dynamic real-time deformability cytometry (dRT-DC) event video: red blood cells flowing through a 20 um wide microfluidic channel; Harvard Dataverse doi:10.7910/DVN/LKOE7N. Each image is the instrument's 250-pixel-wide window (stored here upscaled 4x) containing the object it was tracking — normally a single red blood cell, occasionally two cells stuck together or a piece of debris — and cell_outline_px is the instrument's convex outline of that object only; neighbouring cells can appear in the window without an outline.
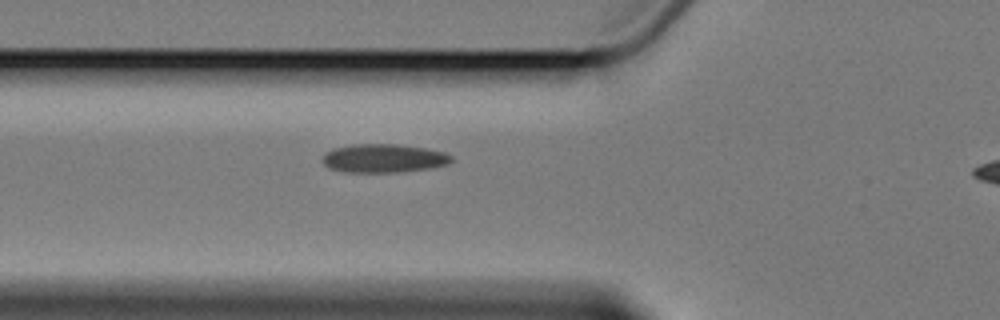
{"species": "Egyptian fruit bat (a non-hibernating species)", "species_latin": "Rousettus aegyptiacus", "temperature_condition": "cold", "stored_images_in_passage": 2, "camera_frame_rate_fps": 3000, "um_per_image_px": 0.085, "animal": {"sex": "female"}, "frame": {"image": 1, "passage_image": 2, "time_ms": 1.0, "image_size_px": [1000, 320], "cell_outline_px": [[452, 160], [448, 164], [428, 168], [396, 172], [348, 172], [328, 168], [320, 160], [324, 152], [332, 148], [352, 144], [396, 144], [428, 148], [444, 152], [452, 156]], "centroid_in_image_um": [32.56, 13.44], "position_along_channel_um": 93.2, "area_um2": 21.62}}